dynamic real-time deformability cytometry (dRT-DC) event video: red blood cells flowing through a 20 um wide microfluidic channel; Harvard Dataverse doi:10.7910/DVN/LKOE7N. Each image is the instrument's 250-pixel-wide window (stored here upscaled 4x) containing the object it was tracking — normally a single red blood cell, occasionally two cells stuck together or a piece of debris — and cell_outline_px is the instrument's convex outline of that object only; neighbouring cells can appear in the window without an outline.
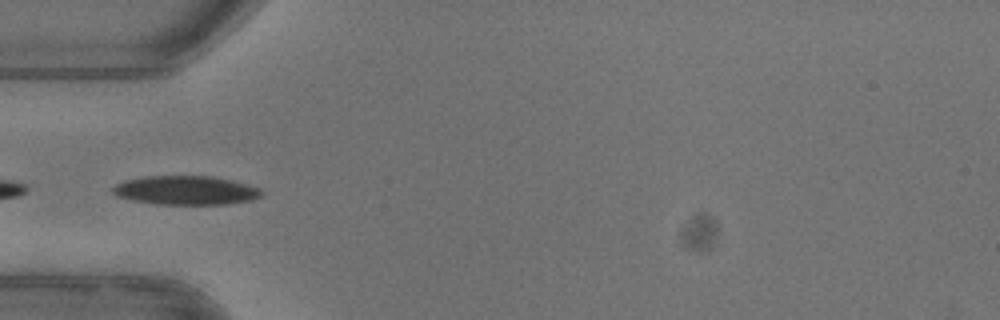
{"species": "common noctule bat (a hibernating species)", "species_latin": "Nyctalus noctula", "temperature_condition": "warm", "stored_images_in_passage": 3, "camera_frame_rate_fps": 3000, "um_per_image_px": 0.085, "animal": {"sex": "female"}, "frame": {"image": 1, "passage_image": 1, "time_ms": 0.0, "image_size_px": [1000, 320], "cell_outline_px": [[264, 192], [260, 196], [252, 200], [228, 204], [156, 204], [116, 196], [112, 192], [112, 188], [116, 184], [124, 180], [144, 176], [212, 176], [232, 180], [260, 188]], "centroid_in_image_um": [15.8, 16.17], "position_along_channel_um": 69.2, "area_um2": 25.09}}